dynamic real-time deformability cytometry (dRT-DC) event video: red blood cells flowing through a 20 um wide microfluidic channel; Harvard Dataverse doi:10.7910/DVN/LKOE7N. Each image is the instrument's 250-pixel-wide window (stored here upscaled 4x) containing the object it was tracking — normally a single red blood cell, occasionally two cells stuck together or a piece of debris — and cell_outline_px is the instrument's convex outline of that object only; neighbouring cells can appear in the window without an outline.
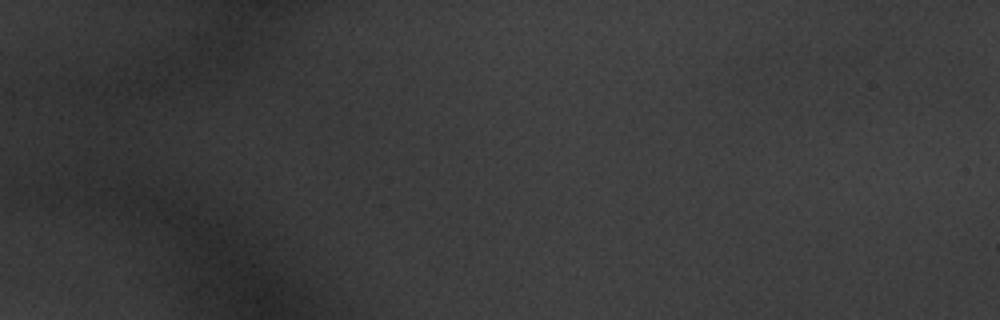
{"species": "common noctule bat (a hibernating species)", "species_latin": "Nyctalus noctula", "temperature_condition": "warm", "stored_images_in_passage": 2, "camera_frame_rate_fps": 3000, "um_per_image_px": 0.085, "animal": {"sex": "male", "body_mass_g": 20.1, "forearm_length_mm": 53.5}, "frame": {"image": 1, "passage_image": 1, "time_ms": 0.0, "image_size_px": [1000, 320], "cell_outline_px": [[900, 40], [884, 60], [832, 72], [828, 68], [836, 52], [864, 32], [884, 28], [900, 28]], "centroid_in_image_um": [73.63, 4.17], "position_along_channel_um": 11.4, "area_um2": 13.06}}